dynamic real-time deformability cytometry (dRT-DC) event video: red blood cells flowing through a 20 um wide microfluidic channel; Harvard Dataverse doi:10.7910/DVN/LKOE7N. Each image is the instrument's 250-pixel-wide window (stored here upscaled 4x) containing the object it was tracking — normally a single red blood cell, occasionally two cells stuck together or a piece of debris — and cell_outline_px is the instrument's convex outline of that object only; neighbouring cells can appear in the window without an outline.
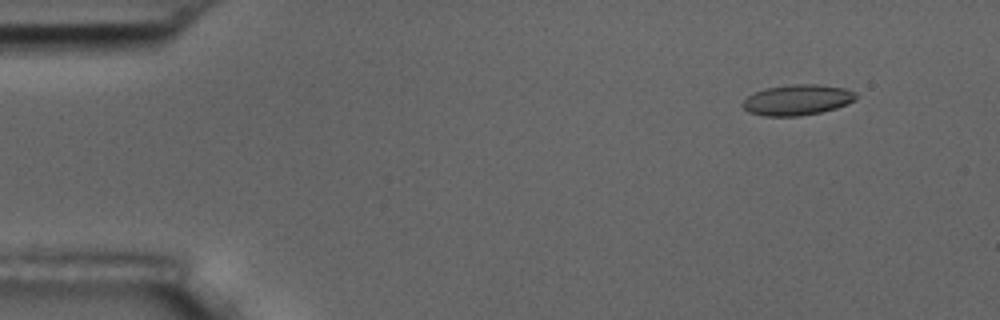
{"species": "common noctule bat (a hibernating species)", "species_latin": "Nyctalus noctula", "temperature_condition": "room temperature", "stored_images_in_passage": 4, "camera_frame_rate_fps": 3000, "um_per_image_px": 0.085, "animal": {"sex": "male", "body_mass_g": 17.5, "forearm_length_mm": 52.3}, "frame": {"image": 1, "passage_image": 1, "time_ms": 0.0, "image_size_px": [1000, 320], "cell_outline_px": [[856, 100], [848, 104], [836, 108], [820, 112], [800, 116], [764, 116], [748, 112], [740, 104], [748, 96], [756, 92], [768, 88], [792, 84], [816, 84], [844, 88], [852, 92], [856, 96]], "centroid_in_image_um": [67.76, 8.5], "position_along_channel_um": 17.2, "area_um2": 20.06}}
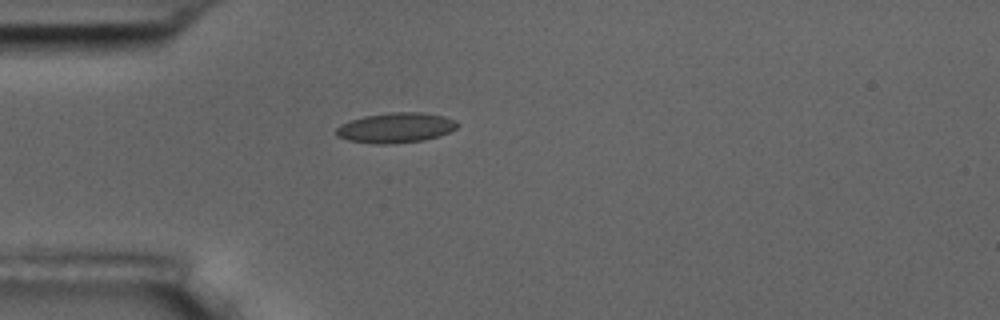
{"frame": {"image": 2, "passage_image": 4, "time_ms": 3.333, "image_size_px": [1000, 320], "cell_outline_px": [[460, 124], [456, 128], [440, 136], [424, 140], [388, 144], [376, 144], [348, 140], [336, 136], [336, 128], [340, 124], [364, 116], [392, 112], [424, 112], [444, 116], [456, 120]], "centroid_in_image_um": [33.66, 10.85], "position_along_channel_um": 51.3, "area_um2": 21.33}}